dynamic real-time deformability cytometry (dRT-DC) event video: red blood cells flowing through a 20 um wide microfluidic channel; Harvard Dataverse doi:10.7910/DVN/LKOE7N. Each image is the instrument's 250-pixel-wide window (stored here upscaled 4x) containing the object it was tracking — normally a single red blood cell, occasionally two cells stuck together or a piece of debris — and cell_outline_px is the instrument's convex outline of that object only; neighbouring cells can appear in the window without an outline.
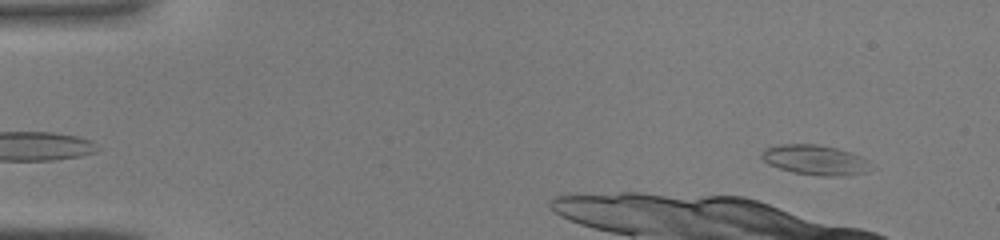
{"species": "common noctule bat (a hibernating species)", "species_latin": "Nyctalus noctula", "temperature_condition": "warm", "stored_images_in_passage": 9, "camera_frame_rate_fps": 3000, "um_per_image_px": 0.085, "animal": {"sex": "male", "body_mass_g": 19.0, "forearm_length_mm": 50.8}, "frame": {"image": 1, "passage_image": 2, "time_ms": 0.333, "image_size_px": [1000, 240], "cell_outline_px": [[876, 168], [868, 172], [848, 176], [816, 176], [792, 172], [768, 164], [760, 156], [760, 152], [764, 148], [780, 144], [816, 144], [836, 148], [852, 152], [868, 160]], "centroid_in_image_um": [69.35, 13.61], "position_along_channel_um": 15.7, "area_um2": 19.59}}